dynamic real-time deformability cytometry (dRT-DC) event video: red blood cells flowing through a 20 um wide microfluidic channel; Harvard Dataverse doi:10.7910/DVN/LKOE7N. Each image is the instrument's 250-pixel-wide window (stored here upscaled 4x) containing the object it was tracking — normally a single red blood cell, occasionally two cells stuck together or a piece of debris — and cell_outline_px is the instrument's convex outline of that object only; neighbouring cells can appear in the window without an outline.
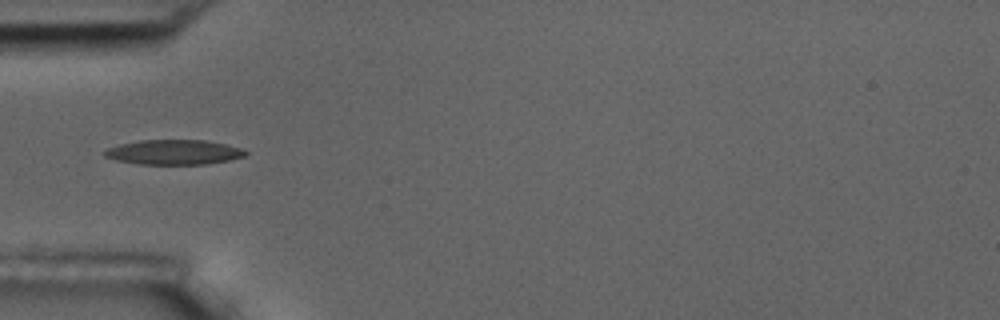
{"species": "common noctule bat (a hibernating species)", "species_latin": "Nyctalus noctula", "temperature_condition": "room temperature", "stored_images_in_passage": 4, "camera_frame_rate_fps": 3000, "um_per_image_px": 0.085, "animal": {"sex": "male", "body_mass_g": 17.5, "forearm_length_mm": 52.3}, "frame": {"image": 1, "passage_image": 1, "time_ms": 0.0, "image_size_px": [1000, 320], "cell_outline_px": [[248, 152], [244, 156], [228, 160], [204, 164], [140, 164], [116, 160], [104, 156], [104, 152], [108, 148], [120, 144], [140, 140], [204, 140], [224, 144], [240, 148]], "centroid_in_image_um": [14.75, 12.93], "position_along_channel_um": 70.2, "area_um2": 20.11}}
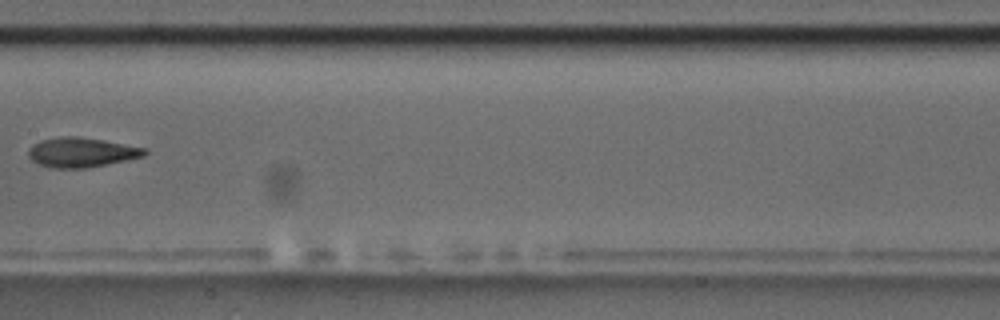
{"frame": {"image": 2, "passage_image": 4, "time_ms": 3.667, "image_size_px": [1000, 320], "cell_outline_px": [[148, 152], [144, 156], [88, 168], [52, 168], [40, 164], [32, 160], [28, 156], [28, 148], [32, 144], [40, 140], [60, 136], [80, 136], [104, 140], [148, 148]], "centroid_in_image_um": [6.92, 12.94], "position_along_channel_um": 200.5, "area_um2": 20.29}}